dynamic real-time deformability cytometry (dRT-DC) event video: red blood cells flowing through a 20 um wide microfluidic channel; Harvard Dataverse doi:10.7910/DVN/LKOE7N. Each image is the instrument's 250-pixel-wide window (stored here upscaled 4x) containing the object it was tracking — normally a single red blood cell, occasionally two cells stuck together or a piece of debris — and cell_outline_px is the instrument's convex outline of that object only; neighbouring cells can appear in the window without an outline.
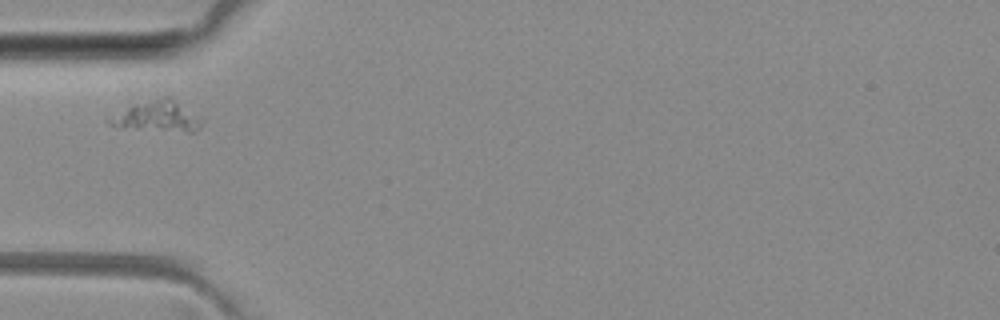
{"species": "common noctule bat (a hibernating species)", "species_latin": "Nyctalus noctula", "temperature_condition": "room temperature", "stored_images_in_passage": 4, "camera_frame_rate_fps": 3000, "um_per_image_px": 0.085, "animal": {"sex": "female", "body_mass_g": 29.2, "forearm_length_mm": 56.3}, "frame": {"image": 1, "passage_image": 1, "time_ms": 0.0, "image_size_px": [1000, 320], "cell_outline_px": [[204, 124], [196, 132], [184, 132], [116, 128], [108, 124], [104, 120], [128, 108], [152, 100], [172, 100], [204, 120]], "centroid_in_image_um": [13.36, 10.0], "position_along_channel_um": 71.6, "area_um2": 15.84}}
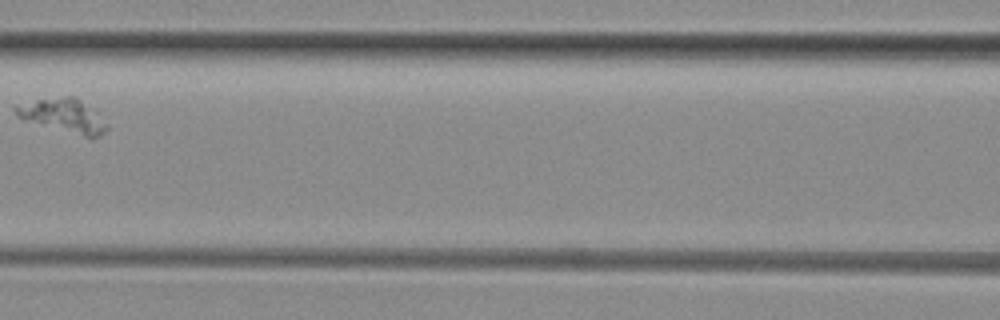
{"frame": {"image": 2, "passage_image": 3, "time_ms": 2.333, "image_size_px": [1000, 320], "cell_outline_px": [[108, 128], [100, 136], [92, 140], [24, 120], [16, 116], [12, 112], [12, 108], [40, 100], [64, 96], [76, 96], [108, 124]], "centroid_in_image_um": [5.43, 9.89], "position_along_channel_um": 161.2, "area_um2": 17.8}}
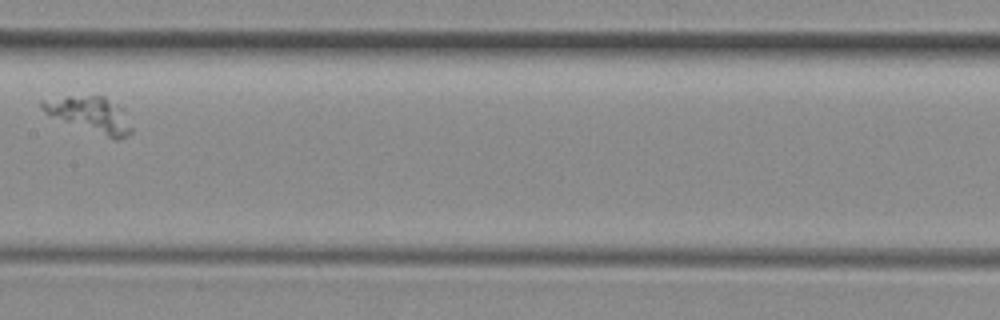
{"frame": {"image": 3, "passage_image": 4, "time_ms": 3.333, "image_size_px": [1000, 320], "cell_outline_px": [[132, 132], [120, 140], [112, 140], [48, 116], [40, 108], [40, 100], [68, 96], [104, 96], [124, 108], [132, 128]], "centroid_in_image_um": [7.66, 9.76], "position_along_channel_um": 199.7, "area_um2": 19.19}}